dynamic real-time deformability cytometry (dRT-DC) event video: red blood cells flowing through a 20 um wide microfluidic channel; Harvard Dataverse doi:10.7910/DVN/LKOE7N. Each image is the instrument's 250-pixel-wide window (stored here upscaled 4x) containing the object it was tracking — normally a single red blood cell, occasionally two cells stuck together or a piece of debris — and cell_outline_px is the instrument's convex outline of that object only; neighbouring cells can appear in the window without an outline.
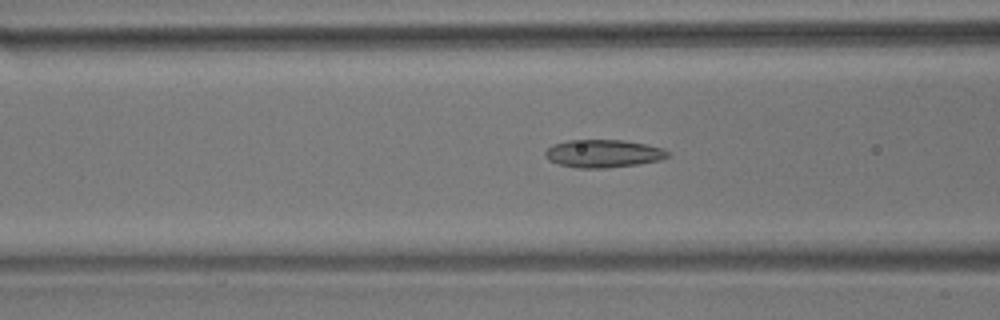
{"species": "common noctule bat (a hibernating species)", "species_latin": "Nyctalus noctula", "temperature_condition": "room temperature", "stored_images_in_passage": 39, "camera_frame_rate_fps": 3000, "um_per_image_px": 0.085, "animal": {"sex": "male", "body_mass_g": 17.9}, "frame": {"image": 1, "passage_image": 5, "time_ms": 1.333, "image_size_px": [1000, 320], "cell_outline_px": [[668, 156], [660, 160], [640, 164], [608, 168], [576, 168], [560, 164], [548, 160], [544, 156], [544, 152], [552, 144], [568, 140], [624, 140], [664, 148], [668, 152]], "centroid_in_image_um": [51.25, 13.05], "position_along_channel_um": 115.3, "area_um2": 20.0}}
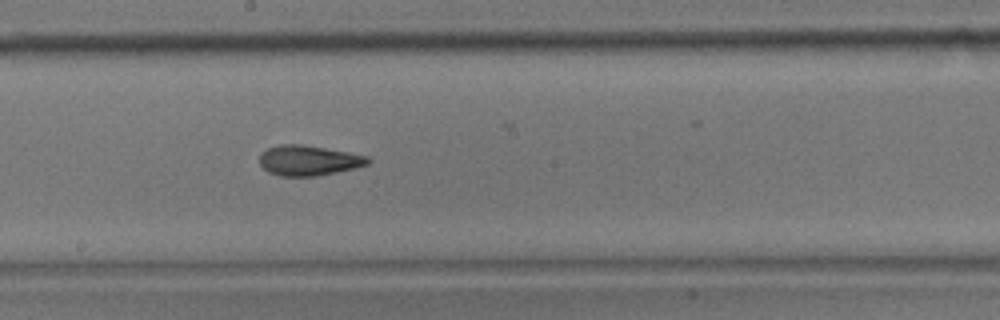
{"frame": {"image": 2, "passage_image": 14, "time_ms": 4.333, "image_size_px": [1000, 320], "cell_outline_px": [[372, 160], [368, 164], [336, 172], [316, 176], [280, 176], [268, 172], [260, 164], [260, 152], [268, 148], [280, 144], [300, 144], [348, 152], [368, 156]], "centroid_in_image_um": [26.21, 13.63], "position_along_channel_um": 222.0, "area_um2": 18.96}}
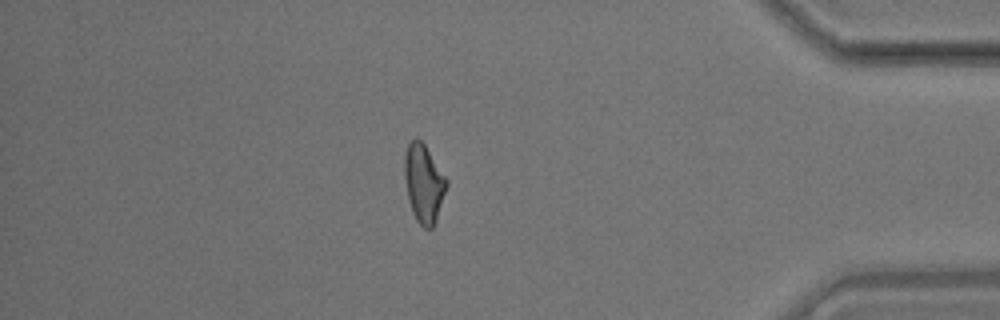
{"frame": {"image": 3, "passage_image": 32, "time_ms": 10.333, "image_size_px": [1000, 320], "cell_outline_px": [[448, 184], [436, 220], [432, 228], [424, 228], [416, 220], [412, 212], [408, 200], [404, 176], [404, 156], [408, 144], [416, 136], [424, 144], [448, 180]], "centroid_in_image_um": [36.01, 15.58], "position_along_channel_um": 399.2, "area_um2": 19.13}, "authors_computed_cell_mechanics": {"area_um2": 18.9006, "velocity_mm_per_s": 3.555, "shape_relaxation_time_tau1_ms": 7.4795, "shape_relaxation_time_tau2_ms": 2.0141, "deformation_change_tau1": 0.1708, "deformation_change_tau2": 0.0992}}